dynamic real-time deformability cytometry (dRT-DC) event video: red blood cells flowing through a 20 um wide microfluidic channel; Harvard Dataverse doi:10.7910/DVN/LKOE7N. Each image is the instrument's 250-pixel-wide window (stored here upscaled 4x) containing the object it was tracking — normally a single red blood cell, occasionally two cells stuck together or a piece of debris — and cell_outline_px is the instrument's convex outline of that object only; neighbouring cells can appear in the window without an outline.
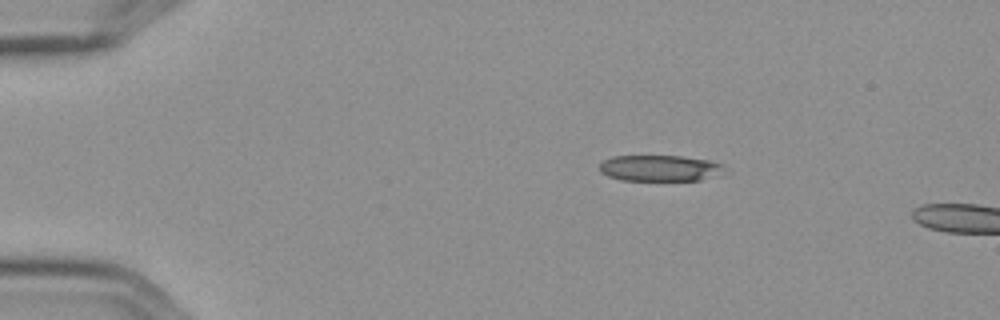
{"species": "Egyptian fruit bat (a non-hibernating species)", "species_latin": "Rousettus aegyptiacus", "temperature_condition": "cold", "stored_images_in_passage": 6, "camera_frame_rate_fps": 3000, "um_per_image_px": 0.085, "frame": {"image": 1, "passage_image": 3, "time_ms": 0.667, "image_size_px": [1000, 320], "cell_outline_px": [[724, 164], [700, 180], [620, 180], [608, 176], [600, 172], [600, 164], [604, 160], [612, 156], [680, 156], [708, 160]], "centroid_in_image_um": [55.89, 14.28], "position_along_channel_um": 29.1, "area_um2": 18.21}}
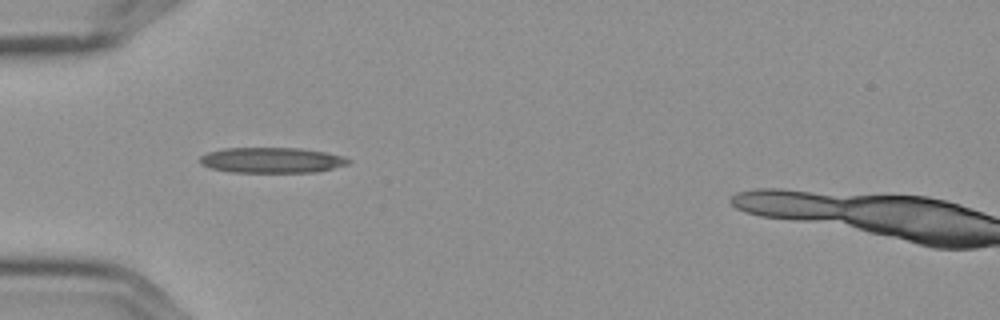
{"frame": {"image": 2, "passage_image": 5, "time_ms": 1.333, "image_size_px": [1000, 320], "cell_outline_px": [[352, 160], [348, 164], [316, 172], [232, 172], [212, 168], [200, 164], [200, 156], [208, 152], [224, 148], [296, 148], [324, 152], [344, 156]], "centroid_in_image_um": [23.1, 13.61], "position_along_channel_um": 61.9, "area_um2": 21.91}}
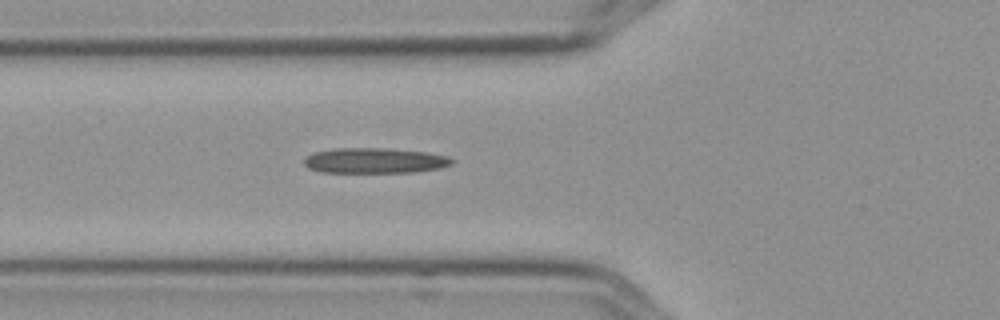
{"frame": {"image": 3, "passage_image": 6, "time_ms": 1.667, "image_size_px": [1000, 320], "cell_outline_px": [[456, 160], [452, 164], [440, 168], [412, 172], [320, 172], [308, 168], [304, 164], [304, 156], [316, 152], [336, 148], [388, 148], [428, 152], [448, 156]], "centroid_in_image_um": [31.87, 13.64], "position_along_channel_um": 93.9, "area_um2": 21.96}}